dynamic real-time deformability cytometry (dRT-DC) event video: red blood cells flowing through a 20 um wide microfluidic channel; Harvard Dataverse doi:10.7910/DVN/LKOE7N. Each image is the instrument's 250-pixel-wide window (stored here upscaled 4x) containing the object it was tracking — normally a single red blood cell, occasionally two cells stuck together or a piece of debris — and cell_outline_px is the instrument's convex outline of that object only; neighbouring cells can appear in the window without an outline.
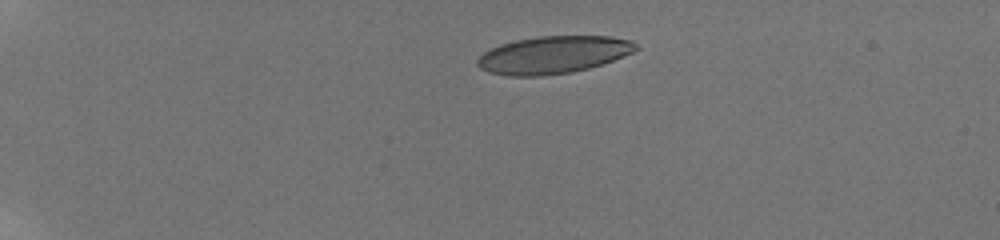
{"species": "human", "species_latin": "Homo sapiens", "temperature_condition": "room temperature", "stored_images_in_passage": 16, "camera_frame_rate_fps": 3000, "um_per_image_px": 0.085, "donor": {"sex": "male"}, "frame": {"image": 1, "passage_image": 1, "time_ms": 0.0, "image_size_px": [1000, 240], "cell_outline_px": [[640, 48], [624, 56], [588, 68], [572, 72], [540, 76], [508, 76], [488, 72], [480, 68], [476, 64], [476, 60], [484, 52], [500, 44], [516, 40], [536, 36], [612, 36], [632, 40]], "centroid_in_image_um": [47.02, 4.65], "position_along_channel_um": 38.0, "area_um2": 34.62}}
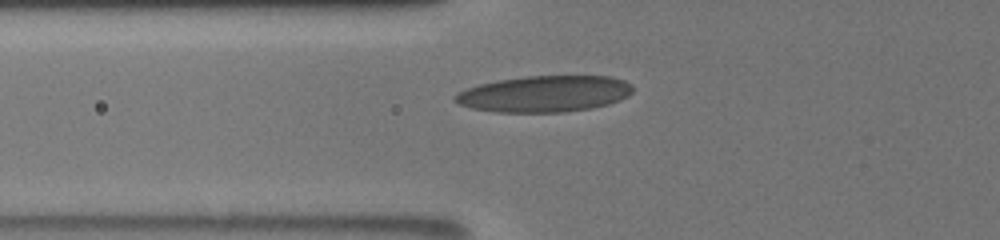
{"frame": {"image": 2, "passage_image": 8, "time_ms": 3.333, "image_size_px": [1000, 240], "cell_outline_px": [[632, 92], [628, 96], [620, 100], [608, 104], [592, 108], [564, 112], [496, 112], [472, 108], [460, 104], [452, 100], [452, 96], [456, 92], [480, 84], [496, 80], [524, 76], [612, 76], [624, 80], [632, 84]], "centroid_in_image_um": [46.27, 7.97], "position_along_channel_um": 79.5, "area_um2": 37.86}}
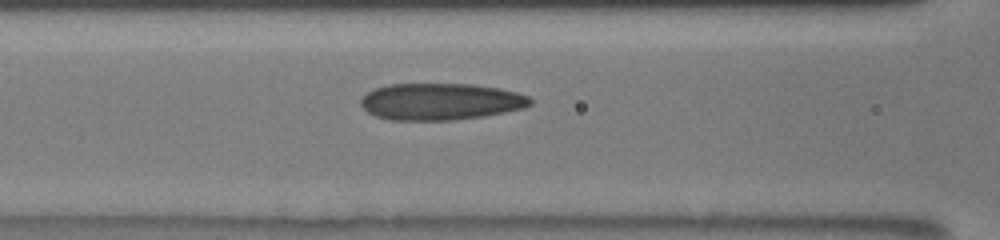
{"frame": {"image": 3, "passage_image": 11, "time_ms": 4.667, "image_size_px": [1000, 240], "cell_outline_px": [[532, 104], [524, 108], [484, 116], [456, 120], [392, 120], [376, 116], [368, 112], [360, 104], [360, 100], [368, 92], [376, 88], [388, 84], [472, 84], [500, 88], [516, 92], [528, 96], [532, 100]], "centroid_in_image_um": [37.47, 8.63], "position_along_channel_um": 129.1, "area_um2": 36.36}}